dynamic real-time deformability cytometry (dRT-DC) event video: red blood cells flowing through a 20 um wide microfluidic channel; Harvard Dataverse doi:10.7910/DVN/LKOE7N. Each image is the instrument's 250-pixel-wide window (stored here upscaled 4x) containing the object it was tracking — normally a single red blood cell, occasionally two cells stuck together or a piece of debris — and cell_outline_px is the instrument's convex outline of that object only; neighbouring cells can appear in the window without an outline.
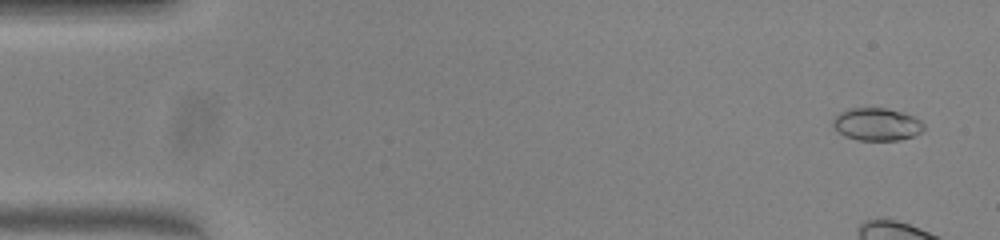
{"species": "common noctule bat (a hibernating species)", "species_latin": "Nyctalus noctula", "temperature_condition": "warm", "stored_images_in_passage": 9, "camera_frame_rate_fps": 3000, "um_per_image_px": 0.085, "animal": {"sex": "female", "body_mass_g": 23.0, "forearm_length_mm": 53.4}, "frame": {"image": 1, "passage_image": 3, "time_ms": 0.667, "image_size_px": [1000, 240], "cell_outline_px": [[924, 128], [920, 132], [912, 136], [900, 140], [856, 140], [844, 136], [832, 124], [832, 120], [840, 112], [848, 108], [884, 108], [904, 112], [920, 120], [924, 124]], "centroid_in_image_um": [74.52, 10.56], "position_along_channel_um": 10.5, "area_um2": 17.22}}